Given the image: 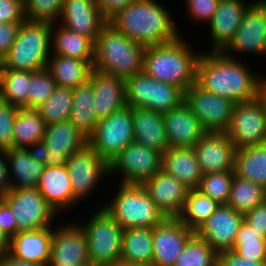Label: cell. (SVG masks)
Here are the masks:
<instances>
[{"mask_svg": "<svg viewBox=\"0 0 266 266\" xmlns=\"http://www.w3.org/2000/svg\"><path fill=\"white\" fill-rule=\"evenodd\" d=\"M236 58L222 51L201 52L196 63V83L205 91L235 103L258 98L261 75Z\"/></svg>", "mask_w": 266, "mask_h": 266, "instance_id": "obj_1", "label": "cell"}, {"mask_svg": "<svg viewBox=\"0 0 266 266\" xmlns=\"http://www.w3.org/2000/svg\"><path fill=\"white\" fill-rule=\"evenodd\" d=\"M167 10L159 0H136L108 23L145 47L165 44L180 36L174 17Z\"/></svg>", "mask_w": 266, "mask_h": 266, "instance_id": "obj_2", "label": "cell"}, {"mask_svg": "<svg viewBox=\"0 0 266 266\" xmlns=\"http://www.w3.org/2000/svg\"><path fill=\"white\" fill-rule=\"evenodd\" d=\"M187 42L178 36L171 42L146 47L143 71L155 80L176 85L186 92L196 82V63L201 53Z\"/></svg>", "mask_w": 266, "mask_h": 266, "instance_id": "obj_3", "label": "cell"}, {"mask_svg": "<svg viewBox=\"0 0 266 266\" xmlns=\"http://www.w3.org/2000/svg\"><path fill=\"white\" fill-rule=\"evenodd\" d=\"M145 49L107 22L94 43L93 68L126 80L143 72Z\"/></svg>", "mask_w": 266, "mask_h": 266, "instance_id": "obj_4", "label": "cell"}, {"mask_svg": "<svg viewBox=\"0 0 266 266\" xmlns=\"http://www.w3.org/2000/svg\"><path fill=\"white\" fill-rule=\"evenodd\" d=\"M52 24L25 20L0 69L38 71L47 68L51 56Z\"/></svg>", "mask_w": 266, "mask_h": 266, "instance_id": "obj_5", "label": "cell"}, {"mask_svg": "<svg viewBox=\"0 0 266 266\" xmlns=\"http://www.w3.org/2000/svg\"><path fill=\"white\" fill-rule=\"evenodd\" d=\"M116 190L102 206L123 229H152L166 218L142 185L120 184Z\"/></svg>", "mask_w": 266, "mask_h": 266, "instance_id": "obj_6", "label": "cell"}, {"mask_svg": "<svg viewBox=\"0 0 266 266\" xmlns=\"http://www.w3.org/2000/svg\"><path fill=\"white\" fill-rule=\"evenodd\" d=\"M100 207L81 227L88 241L90 264L109 266L120 263L124 229Z\"/></svg>", "mask_w": 266, "mask_h": 266, "instance_id": "obj_7", "label": "cell"}, {"mask_svg": "<svg viewBox=\"0 0 266 266\" xmlns=\"http://www.w3.org/2000/svg\"><path fill=\"white\" fill-rule=\"evenodd\" d=\"M126 104L165 113L185 101V92L178 86L160 82L144 71L125 80Z\"/></svg>", "mask_w": 266, "mask_h": 266, "instance_id": "obj_8", "label": "cell"}, {"mask_svg": "<svg viewBox=\"0 0 266 266\" xmlns=\"http://www.w3.org/2000/svg\"><path fill=\"white\" fill-rule=\"evenodd\" d=\"M131 142H134L132 107L125 106L98 121L87 143L108 164Z\"/></svg>", "mask_w": 266, "mask_h": 266, "instance_id": "obj_9", "label": "cell"}, {"mask_svg": "<svg viewBox=\"0 0 266 266\" xmlns=\"http://www.w3.org/2000/svg\"><path fill=\"white\" fill-rule=\"evenodd\" d=\"M163 154L138 142L128 144L109 164V174H121V184L143 185L162 170Z\"/></svg>", "mask_w": 266, "mask_h": 266, "instance_id": "obj_10", "label": "cell"}, {"mask_svg": "<svg viewBox=\"0 0 266 266\" xmlns=\"http://www.w3.org/2000/svg\"><path fill=\"white\" fill-rule=\"evenodd\" d=\"M11 208L20 231L53 227L58 213L47 203L37 188L11 189L2 198Z\"/></svg>", "mask_w": 266, "mask_h": 266, "instance_id": "obj_11", "label": "cell"}, {"mask_svg": "<svg viewBox=\"0 0 266 266\" xmlns=\"http://www.w3.org/2000/svg\"><path fill=\"white\" fill-rule=\"evenodd\" d=\"M74 196V206L83 201L109 174V164L87 143L66 162ZM85 197V198H84Z\"/></svg>", "mask_w": 266, "mask_h": 266, "instance_id": "obj_12", "label": "cell"}, {"mask_svg": "<svg viewBox=\"0 0 266 266\" xmlns=\"http://www.w3.org/2000/svg\"><path fill=\"white\" fill-rule=\"evenodd\" d=\"M225 133L236 149L266 143V110L261 101L236 103Z\"/></svg>", "mask_w": 266, "mask_h": 266, "instance_id": "obj_13", "label": "cell"}, {"mask_svg": "<svg viewBox=\"0 0 266 266\" xmlns=\"http://www.w3.org/2000/svg\"><path fill=\"white\" fill-rule=\"evenodd\" d=\"M185 103L207 132H225L235 102L202 89L196 82L185 92Z\"/></svg>", "mask_w": 266, "mask_h": 266, "instance_id": "obj_14", "label": "cell"}, {"mask_svg": "<svg viewBox=\"0 0 266 266\" xmlns=\"http://www.w3.org/2000/svg\"><path fill=\"white\" fill-rule=\"evenodd\" d=\"M222 52L231 58L236 53L266 55V0L252 2L233 39Z\"/></svg>", "mask_w": 266, "mask_h": 266, "instance_id": "obj_15", "label": "cell"}, {"mask_svg": "<svg viewBox=\"0 0 266 266\" xmlns=\"http://www.w3.org/2000/svg\"><path fill=\"white\" fill-rule=\"evenodd\" d=\"M54 229L48 266H89L88 241L84 229L74 222L64 223Z\"/></svg>", "mask_w": 266, "mask_h": 266, "instance_id": "obj_16", "label": "cell"}, {"mask_svg": "<svg viewBox=\"0 0 266 266\" xmlns=\"http://www.w3.org/2000/svg\"><path fill=\"white\" fill-rule=\"evenodd\" d=\"M195 234L176 217H166L152 228V266H174L188 240Z\"/></svg>", "mask_w": 266, "mask_h": 266, "instance_id": "obj_17", "label": "cell"}, {"mask_svg": "<svg viewBox=\"0 0 266 266\" xmlns=\"http://www.w3.org/2000/svg\"><path fill=\"white\" fill-rule=\"evenodd\" d=\"M244 219L228 205H219L216 211L195 231L217 253L233 250L237 233Z\"/></svg>", "mask_w": 266, "mask_h": 266, "instance_id": "obj_18", "label": "cell"}, {"mask_svg": "<svg viewBox=\"0 0 266 266\" xmlns=\"http://www.w3.org/2000/svg\"><path fill=\"white\" fill-rule=\"evenodd\" d=\"M193 150L203 174L234 171L236 147L225 132H206Z\"/></svg>", "mask_w": 266, "mask_h": 266, "instance_id": "obj_19", "label": "cell"}, {"mask_svg": "<svg viewBox=\"0 0 266 266\" xmlns=\"http://www.w3.org/2000/svg\"><path fill=\"white\" fill-rule=\"evenodd\" d=\"M43 142L47 145L44 165L61 167L74 152L87 144V139L67 120L47 125Z\"/></svg>", "mask_w": 266, "mask_h": 266, "instance_id": "obj_20", "label": "cell"}, {"mask_svg": "<svg viewBox=\"0 0 266 266\" xmlns=\"http://www.w3.org/2000/svg\"><path fill=\"white\" fill-rule=\"evenodd\" d=\"M163 120L169 148H193L207 132L185 101L163 113Z\"/></svg>", "mask_w": 266, "mask_h": 266, "instance_id": "obj_21", "label": "cell"}, {"mask_svg": "<svg viewBox=\"0 0 266 266\" xmlns=\"http://www.w3.org/2000/svg\"><path fill=\"white\" fill-rule=\"evenodd\" d=\"M58 23L70 31L88 37L95 43L107 21L103 18L95 0H65Z\"/></svg>", "mask_w": 266, "mask_h": 266, "instance_id": "obj_22", "label": "cell"}, {"mask_svg": "<svg viewBox=\"0 0 266 266\" xmlns=\"http://www.w3.org/2000/svg\"><path fill=\"white\" fill-rule=\"evenodd\" d=\"M244 0H220L214 16L208 23L210 51H222L233 39L243 16L252 4Z\"/></svg>", "mask_w": 266, "mask_h": 266, "instance_id": "obj_23", "label": "cell"}, {"mask_svg": "<svg viewBox=\"0 0 266 266\" xmlns=\"http://www.w3.org/2000/svg\"><path fill=\"white\" fill-rule=\"evenodd\" d=\"M89 81L94 89V110L98 120L127 106L124 79L93 68Z\"/></svg>", "mask_w": 266, "mask_h": 266, "instance_id": "obj_24", "label": "cell"}, {"mask_svg": "<svg viewBox=\"0 0 266 266\" xmlns=\"http://www.w3.org/2000/svg\"><path fill=\"white\" fill-rule=\"evenodd\" d=\"M142 186L166 217H176L181 212L189 191L164 170H160Z\"/></svg>", "mask_w": 266, "mask_h": 266, "instance_id": "obj_25", "label": "cell"}, {"mask_svg": "<svg viewBox=\"0 0 266 266\" xmlns=\"http://www.w3.org/2000/svg\"><path fill=\"white\" fill-rule=\"evenodd\" d=\"M53 228L20 231L10 240L9 253L20 260L48 266Z\"/></svg>", "mask_w": 266, "mask_h": 266, "instance_id": "obj_26", "label": "cell"}, {"mask_svg": "<svg viewBox=\"0 0 266 266\" xmlns=\"http://www.w3.org/2000/svg\"><path fill=\"white\" fill-rule=\"evenodd\" d=\"M37 189L56 213L73 208L74 196L66 165L45 166Z\"/></svg>", "mask_w": 266, "mask_h": 266, "instance_id": "obj_27", "label": "cell"}, {"mask_svg": "<svg viewBox=\"0 0 266 266\" xmlns=\"http://www.w3.org/2000/svg\"><path fill=\"white\" fill-rule=\"evenodd\" d=\"M162 170L188 189H197L203 175L193 148H168L163 153Z\"/></svg>", "mask_w": 266, "mask_h": 266, "instance_id": "obj_28", "label": "cell"}, {"mask_svg": "<svg viewBox=\"0 0 266 266\" xmlns=\"http://www.w3.org/2000/svg\"><path fill=\"white\" fill-rule=\"evenodd\" d=\"M134 141L162 154L169 148L163 114L143 108H132Z\"/></svg>", "mask_w": 266, "mask_h": 266, "instance_id": "obj_29", "label": "cell"}, {"mask_svg": "<svg viewBox=\"0 0 266 266\" xmlns=\"http://www.w3.org/2000/svg\"><path fill=\"white\" fill-rule=\"evenodd\" d=\"M47 69L51 72L57 87L74 89L89 81L93 61L52 54Z\"/></svg>", "mask_w": 266, "mask_h": 266, "instance_id": "obj_30", "label": "cell"}, {"mask_svg": "<svg viewBox=\"0 0 266 266\" xmlns=\"http://www.w3.org/2000/svg\"><path fill=\"white\" fill-rule=\"evenodd\" d=\"M9 166L12 189L37 188L45 165L32 158L26 149H14L3 152Z\"/></svg>", "mask_w": 266, "mask_h": 266, "instance_id": "obj_31", "label": "cell"}, {"mask_svg": "<svg viewBox=\"0 0 266 266\" xmlns=\"http://www.w3.org/2000/svg\"><path fill=\"white\" fill-rule=\"evenodd\" d=\"M152 261V229H124L120 263L133 266H152Z\"/></svg>", "mask_w": 266, "mask_h": 266, "instance_id": "obj_32", "label": "cell"}, {"mask_svg": "<svg viewBox=\"0 0 266 266\" xmlns=\"http://www.w3.org/2000/svg\"><path fill=\"white\" fill-rule=\"evenodd\" d=\"M51 53L83 61H93L94 43L88 37L70 31L57 23V26L52 25Z\"/></svg>", "mask_w": 266, "mask_h": 266, "instance_id": "obj_33", "label": "cell"}, {"mask_svg": "<svg viewBox=\"0 0 266 266\" xmlns=\"http://www.w3.org/2000/svg\"><path fill=\"white\" fill-rule=\"evenodd\" d=\"M94 89L90 81L73 89L69 121L88 140L95 132L98 119L94 110Z\"/></svg>", "mask_w": 266, "mask_h": 266, "instance_id": "obj_34", "label": "cell"}, {"mask_svg": "<svg viewBox=\"0 0 266 266\" xmlns=\"http://www.w3.org/2000/svg\"><path fill=\"white\" fill-rule=\"evenodd\" d=\"M234 174L266 189V143L236 149Z\"/></svg>", "mask_w": 266, "mask_h": 266, "instance_id": "obj_35", "label": "cell"}, {"mask_svg": "<svg viewBox=\"0 0 266 266\" xmlns=\"http://www.w3.org/2000/svg\"><path fill=\"white\" fill-rule=\"evenodd\" d=\"M46 122L35 109L19 108L14 120L13 148L26 149L33 143L42 141Z\"/></svg>", "mask_w": 266, "mask_h": 266, "instance_id": "obj_36", "label": "cell"}, {"mask_svg": "<svg viewBox=\"0 0 266 266\" xmlns=\"http://www.w3.org/2000/svg\"><path fill=\"white\" fill-rule=\"evenodd\" d=\"M218 207L216 201L198 189H189L183 208L176 218L195 232Z\"/></svg>", "mask_w": 266, "mask_h": 266, "instance_id": "obj_37", "label": "cell"}, {"mask_svg": "<svg viewBox=\"0 0 266 266\" xmlns=\"http://www.w3.org/2000/svg\"><path fill=\"white\" fill-rule=\"evenodd\" d=\"M30 81V71L0 69V98L18 108L28 109Z\"/></svg>", "mask_w": 266, "mask_h": 266, "instance_id": "obj_38", "label": "cell"}, {"mask_svg": "<svg viewBox=\"0 0 266 266\" xmlns=\"http://www.w3.org/2000/svg\"><path fill=\"white\" fill-rule=\"evenodd\" d=\"M265 201L266 189L263 186L234 175L228 206L244 215Z\"/></svg>", "mask_w": 266, "mask_h": 266, "instance_id": "obj_39", "label": "cell"}, {"mask_svg": "<svg viewBox=\"0 0 266 266\" xmlns=\"http://www.w3.org/2000/svg\"><path fill=\"white\" fill-rule=\"evenodd\" d=\"M73 104V89L57 87L54 93L48 97L35 110L43 118L47 125L67 121Z\"/></svg>", "mask_w": 266, "mask_h": 266, "instance_id": "obj_40", "label": "cell"}, {"mask_svg": "<svg viewBox=\"0 0 266 266\" xmlns=\"http://www.w3.org/2000/svg\"><path fill=\"white\" fill-rule=\"evenodd\" d=\"M174 266H218V254L195 233L179 254Z\"/></svg>", "mask_w": 266, "mask_h": 266, "instance_id": "obj_41", "label": "cell"}, {"mask_svg": "<svg viewBox=\"0 0 266 266\" xmlns=\"http://www.w3.org/2000/svg\"><path fill=\"white\" fill-rule=\"evenodd\" d=\"M233 250L252 261H266V239L244 221L237 233Z\"/></svg>", "mask_w": 266, "mask_h": 266, "instance_id": "obj_42", "label": "cell"}, {"mask_svg": "<svg viewBox=\"0 0 266 266\" xmlns=\"http://www.w3.org/2000/svg\"><path fill=\"white\" fill-rule=\"evenodd\" d=\"M234 175V171L203 174L197 189L219 205H227Z\"/></svg>", "mask_w": 266, "mask_h": 266, "instance_id": "obj_43", "label": "cell"}, {"mask_svg": "<svg viewBox=\"0 0 266 266\" xmlns=\"http://www.w3.org/2000/svg\"><path fill=\"white\" fill-rule=\"evenodd\" d=\"M65 0H24L26 20L57 24Z\"/></svg>", "mask_w": 266, "mask_h": 266, "instance_id": "obj_44", "label": "cell"}, {"mask_svg": "<svg viewBox=\"0 0 266 266\" xmlns=\"http://www.w3.org/2000/svg\"><path fill=\"white\" fill-rule=\"evenodd\" d=\"M29 86L28 109L38 108L57 88L51 72L47 68L31 72Z\"/></svg>", "mask_w": 266, "mask_h": 266, "instance_id": "obj_45", "label": "cell"}, {"mask_svg": "<svg viewBox=\"0 0 266 266\" xmlns=\"http://www.w3.org/2000/svg\"><path fill=\"white\" fill-rule=\"evenodd\" d=\"M19 108L0 98V151L13 148L14 120Z\"/></svg>", "mask_w": 266, "mask_h": 266, "instance_id": "obj_46", "label": "cell"}, {"mask_svg": "<svg viewBox=\"0 0 266 266\" xmlns=\"http://www.w3.org/2000/svg\"><path fill=\"white\" fill-rule=\"evenodd\" d=\"M220 0H186L187 14L192 20L201 23L210 22Z\"/></svg>", "mask_w": 266, "mask_h": 266, "instance_id": "obj_47", "label": "cell"}, {"mask_svg": "<svg viewBox=\"0 0 266 266\" xmlns=\"http://www.w3.org/2000/svg\"><path fill=\"white\" fill-rule=\"evenodd\" d=\"M25 20L24 0H0V24Z\"/></svg>", "mask_w": 266, "mask_h": 266, "instance_id": "obj_48", "label": "cell"}, {"mask_svg": "<svg viewBox=\"0 0 266 266\" xmlns=\"http://www.w3.org/2000/svg\"><path fill=\"white\" fill-rule=\"evenodd\" d=\"M22 22L0 24V63L6 57L19 32Z\"/></svg>", "mask_w": 266, "mask_h": 266, "instance_id": "obj_49", "label": "cell"}, {"mask_svg": "<svg viewBox=\"0 0 266 266\" xmlns=\"http://www.w3.org/2000/svg\"><path fill=\"white\" fill-rule=\"evenodd\" d=\"M244 222L266 239V201L243 215Z\"/></svg>", "mask_w": 266, "mask_h": 266, "instance_id": "obj_50", "label": "cell"}, {"mask_svg": "<svg viewBox=\"0 0 266 266\" xmlns=\"http://www.w3.org/2000/svg\"><path fill=\"white\" fill-rule=\"evenodd\" d=\"M218 266H266V261H252L240 256L234 250H229L218 254Z\"/></svg>", "mask_w": 266, "mask_h": 266, "instance_id": "obj_51", "label": "cell"}, {"mask_svg": "<svg viewBox=\"0 0 266 266\" xmlns=\"http://www.w3.org/2000/svg\"><path fill=\"white\" fill-rule=\"evenodd\" d=\"M136 0H95L103 18L108 22L118 12Z\"/></svg>", "mask_w": 266, "mask_h": 266, "instance_id": "obj_52", "label": "cell"}, {"mask_svg": "<svg viewBox=\"0 0 266 266\" xmlns=\"http://www.w3.org/2000/svg\"><path fill=\"white\" fill-rule=\"evenodd\" d=\"M0 227L10 238L18 233L15 216L2 198H0Z\"/></svg>", "mask_w": 266, "mask_h": 266, "instance_id": "obj_53", "label": "cell"}, {"mask_svg": "<svg viewBox=\"0 0 266 266\" xmlns=\"http://www.w3.org/2000/svg\"><path fill=\"white\" fill-rule=\"evenodd\" d=\"M12 189L9 166L3 152L0 151V198Z\"/></svg>", "mask_w": 266, "mask_h": 266, "instance_id": "obj_54", "label": "cell"}, {"mask_svg": "<svg viewBox=\"0 0 266 266\" xmlns=\"http://www.w3.org/2000/svg\"><path fill=\"white\" fill-rule=\"evenodd\" d=\"M26 151L32 158L44 163L45 157L47 156V145L43 142V140L38 141L27 147Z\"/></svg>", "mask_w": 266, "mask_h": 266, "instance_id": "obj_55", "label": "cell"}, {"mask_svg": "<svg viewBox=\"0 0 266 266\" xmlns=\"http://www.w3.org/2000/svg\"><path fill=\"white\" fill-rule=\"evenodd\" d=\"M0 266H39L13 257L9 252L0 256Z\"/></svg>", "mask_w": 266, "mask_h": 266, "instance_id": "obj_56", "label": "cell"}, {"mask_svg": "<svg viewBox=\"0 0 266 266\" xmlns=\"http://www.w3.org/2000/svg\"><path fill=\"white\" fill-rule=\"evenodd\" d=\"M258 99L261 101L266 110V76H264L262 73L258 86Z\"/></svg>", "mask_w": 266, "mask_h": 266, "instance_id": "obj_57", "label": "cell"}, {"mask_svg": "<svg viewBox=\"0 0 266 266\" xmlns=\"http://www.w3.org/2000/svg\"><path fill=\"white\" fill-rule=\"evenodd\" d=\"M10 240L11 238L0 227V256L9 252Z\"/></svg>", "mask_w": 266, "mask_h": 266, "instance_id": "obj_58", "label": "cell"}, {"mask_svg": "<svg viewBox=\"0 0 266 266\" xmlns=\"http://www.w3.org/2000/svg\"><path fill=\"white\" fill-rule=\"evenodd\" d=\"M109 266H133V265H128V264H123V263H117Z\"/></svg>", "mask_w": 266, "mask_h": 266, "instance_id": "obj_59", "label": "cell"}]
</instances>
